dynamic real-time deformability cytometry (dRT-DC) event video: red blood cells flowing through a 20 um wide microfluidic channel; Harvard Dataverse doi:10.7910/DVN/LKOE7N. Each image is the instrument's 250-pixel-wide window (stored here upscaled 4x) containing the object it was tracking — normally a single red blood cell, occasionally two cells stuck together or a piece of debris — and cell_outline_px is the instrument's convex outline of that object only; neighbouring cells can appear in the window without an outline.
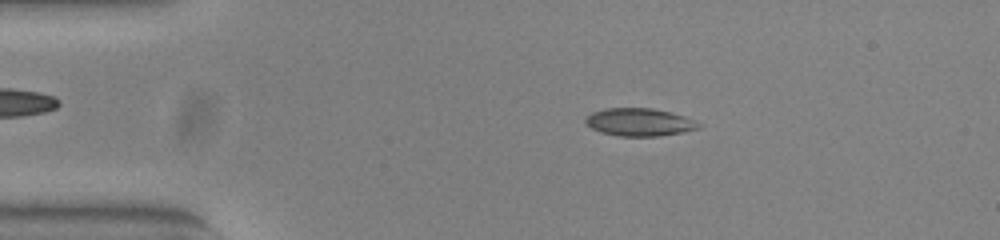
{"species": "common noctule bat (a hibernating species)", "species_latin": "Nyctalus noctula", "temperature_condition": "warm", "stored_images_in_passage": 51, "camera_frame_rate_fps": 3000, "um_per_image_px": 0.085, "animal": {"sex": "female", "body_mass_g": 23.0, "forearm_length_mm": 53.4}, "frame": {"image": 1, "passage_image": 9, "time_ms": 2.667, "image_size_px": [1000, 240], "cell_outline_px": [[704, 124], [700, 128], [680, 132], [656, 136], [620, 136], [600, 132], [592, 128], [584, 120], [592, 112], [604, 108], [652, 108], [684, 116], [696, 120]], "centroid_in_image_um": [54.37, 10.38], "position_along_channel_um": 30.6, "area_um2": 18.21}}
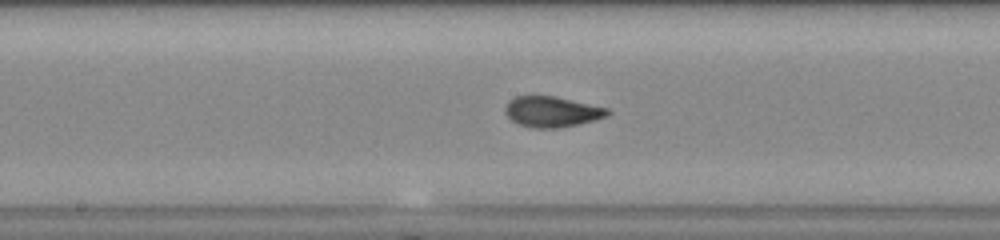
{"frame": {"image": 2, "passage_image": 26, "time_ms": 8.333, "image_size_px": [1000, 240], "cell_outline_px": [[612, 112], [608, 116], [596, 120], [560, 128], [532, 128], [520, 124], [512, 120], [504, 112], [504, 108], [508, 100], [516, 96], [556, 96], [608, 108]], "centroid_in_image_um": [46.93, 9.49], "position_along_channel_um": 201.3, "area_um2": 18.44}}
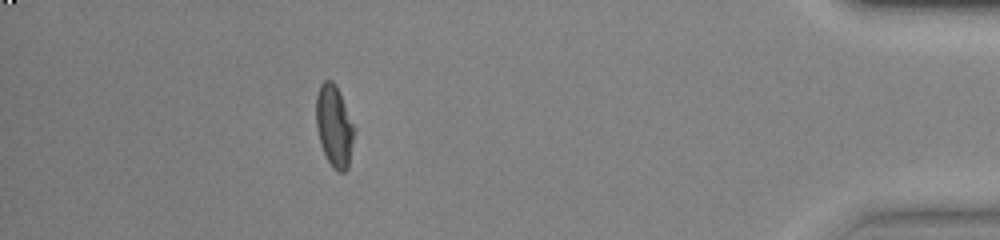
{"frame": {"image": 3, "passage_image": 46, "time_ms": 15.0, "image_size_px": [1000, 240], "cell_outline_px": [[356, 132], [348, 168], [344, 172], [340, 172], [332, 168], [320, 144], [316, 128], [316, 96], [320, 84], [324, 80], [332, 80], [336, 84], [356, 128]], "centroid_in_image_um": [28.43, 10.71], "position_along_channel_um": 406.8, "area_um2": 18.55}, "authors_computed_cell_mechanics": {"area_um2": 18.207, "velocity_mm_per_s": 3.8928, "shape_relaxation_time_tau1_ms": null, "shape_relaxation_time_tau2_ms": 0.6819, "deformation_change_tau1": null, "deformation_change_tau2": 0.0697}}